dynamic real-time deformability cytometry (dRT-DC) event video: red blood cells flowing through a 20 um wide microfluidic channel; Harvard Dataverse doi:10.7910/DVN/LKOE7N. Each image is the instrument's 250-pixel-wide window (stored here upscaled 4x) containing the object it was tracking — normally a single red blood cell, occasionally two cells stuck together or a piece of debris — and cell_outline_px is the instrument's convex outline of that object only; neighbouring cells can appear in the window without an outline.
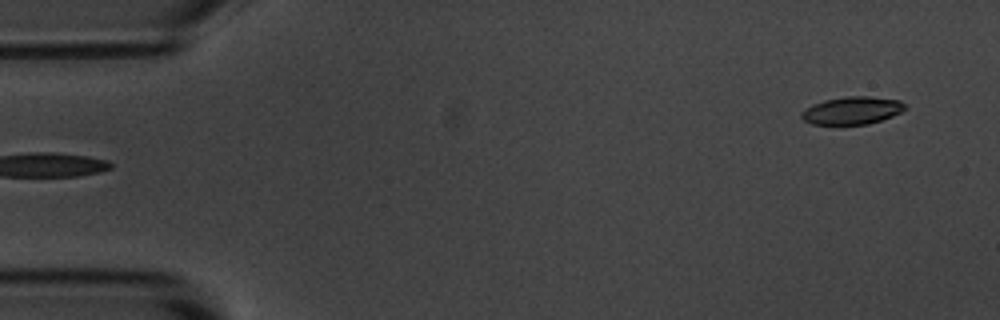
{"species": "common noctule bat (a hibernating species)", "species_latin": "Nyctalus noctula", "temperature_condition": "room temperature", "stored_images_in_passage": 4, "segment_of_instrument_passage": [2, 2], "camera_frame_rate_fps": 3000, "um_per_image_px": 0.085, "animal": {"sex": "male", "body_mass_g": 20.1, "forearm_length_mm": 53.5}, "frame": {"image": 1, "passage_image": 4, "time_ms": 3.667, "image_size_px": [1000, 320], "cell_outline_px": [[904, 108], [900, 112], [892, 116], [868, 124], [812, 124], [804, 120], [800, 116], [800, 112], [812, 104], [824, 100], [848, 96], [868, 96], [900, 100], [904, 104]], "centroid_in_image_um": [72.39, 9.38], "position_along_channel_um": 12.6, "area_um2": 16.53}}